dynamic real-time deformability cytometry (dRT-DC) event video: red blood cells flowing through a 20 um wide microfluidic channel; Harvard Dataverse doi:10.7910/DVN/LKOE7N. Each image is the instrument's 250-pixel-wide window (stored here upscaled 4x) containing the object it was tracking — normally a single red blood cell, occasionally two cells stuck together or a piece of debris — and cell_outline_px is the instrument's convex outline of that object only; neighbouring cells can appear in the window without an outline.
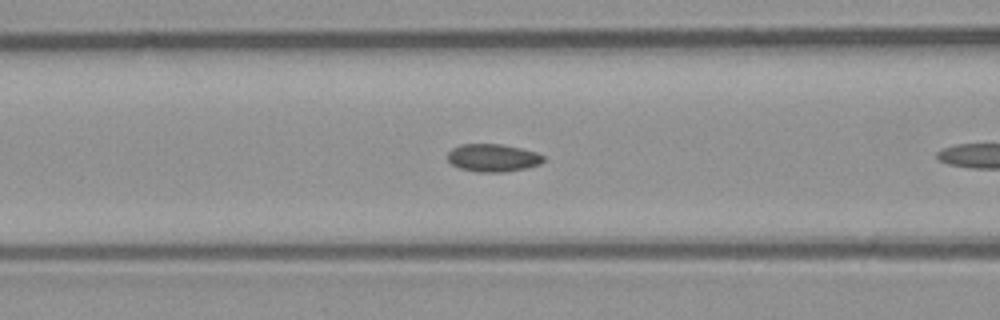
{"species": "common noctule bat (a hibernating species)", "species_latin": "Nyctalus noctula", "temperature_condition": "room temperature", "stored_images_in_passage": 9, "camera_frame_rate_fps": 3000, "um_per_image_px": 0.085, "animal": {"sex": "male", "body_mass_g": 23.1, "forearm_length_mm": 52.7}, "frame": {"image": 1, "passage_image": 8, "time_ms": 2.333, "image_size_px": [1000, 320], "cell_outline_px": [[544, 160], [540, 164], [528, 168], [504, 172], [476, 172], [460, 168], [452, 164], [448, 160], [448, 152], [452, 148], [460, 144], [500, 144], [520, 148], [536, 152], [544, 156]], "centroid_in_image_um": [41.9, 13.42], "position_along_channel_um": 124.7, "area_um2": 15.55}}